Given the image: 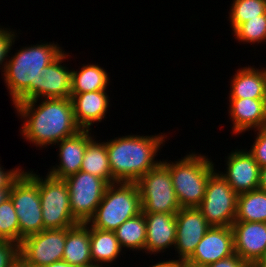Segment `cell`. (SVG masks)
<instances>
[{"instance_id": "cell-33", "label": "cell", "mask_w": 266, "mask_h": 267, "mask_svg": "<svg viewBox=\"0 0 266 267\" xmlns=\"http://www.w3.org/2000/svg\"><path fill=\"white\" fill-rule=\"evenodd\" d=\"M19 256V244L0 240V267H9Z\"/></svg>"}, {"instance_id": "cell-20", "label": "cell", "mask_w": 266, "mask_h": 267, "mask_svg": "<svg viewBox=\"0 0 266 267\" xmlns=\"http://www.w3.org/2000/svg\"><path fill=\"white\" fill-rule=\"evenodd\" d=\"M106 90L71 94L75 120L82 130H93L92 126L105 120L110 99Z\"/></svg>"}, {"instance_id": "cell-18", "label": "cell", "mask_w": 266, "mask_h": 267, "mask_svg": "<svg viewBox=\"0 0 266 267\" xmlns=\"http://www.w3.org/2000/svg\"><path fill=\"white\" fill-rule=\"evenodd\" d=\"M228 101L232 134L239 136L266 125V99L229 98Z\"/></svg>"}, {"instance_id": "cell-23", "label": "cell", "mask_w": 266, "mask_h": 267, "mask_svg": "<svg viewBox=\"0 0 266 267\" xmlns=\"http://www.w3.org/2000/svg\"><path fill=\"white\" fill-rule=\"evenodd\" d=\"M90 251L94 266H111L126 254L114 231L96 229L90 225ZM115 261V262H114ZM104 264V265H103ZM109 264V265H108Z\"/></svg>"}, {"instance_id": "cell-1", "label": "cell", "mask_w": 266, "mask_h": 267, "mask_svg": "<svg viewBox=\"0 0 266 267\" xmlns=\"http://www.w3.org/2000/svg\"><path fill=\"white\" fill-rule=\"evenodd\" d=\"M21 121L20 134L42 150L82 130L74 116L71 98L37 99L13 106Z\"/></svg>"}, {"instance_id": "cell-16", "label": "cell", "mask_w": 266, "mask_h": 267, "mask_svg": "<svg viewBox=\"0 0 266 267\" xmlns=\"http://www.w3.org/2000/svg\"><path fill=\"white\" fill-rule=\"evenodd\" d=\"M91 130H80L75 135L58 142V160L47 174L57 179H66L80 171L87 143L94 137ZM58 146V147H57Z\"/></svg>"}, {"instance_id": "cell-12", "label": "cell", "mask_w": 266, "mask_h": 267, "mask_svg": "<svg viewBox=\"0 0 266 267\" xmlns=\"http://www.w3.org/2000/svg\"><path fill=\"white\" fill-rule=\"evenodd\" d=\"M205 217L197 207L181 208L176 213L175 262H186L198 243L210 229Z\"/></svg>"}, {"instance_id": "cell-43", "label": "cell", "mask_w": 266, "mask_h": 267, "mask_svg": "<svg viewBox=\"0 0 266 267\" xmlns=\"http://www.w3.org/2000/svg\"><path fill=\"white\" fill-rule=\"evenodd\" d=\"M93 267H111V266H93Z\"/></svg>"}, {"instance_id": "cell-40", "label": "cell", "mask_w": 266, "mask_h": 267, "mask_svg": "<svg viewBox=\"0 0 266 267\" xmlns=\"http://www.w3.org/2000/svg\"><path fill=\"white\" fill-rule=\"evenodd\" d=\"M44 267H75V266L65 262L64 260H60V261H56L54 263H51L49 265H46Z\"/></svg>"}, {"instance_id": "cell-19", "label": "cell", "mask_w": 266, "mask_h": 267, "mask_svg": "<svg viewBox=\"0 0 266 267\" xmlns=\"http://www.w3.org/2000/svg\"><path fill=\"white\" fill-rule=\"evenodd\" d=\"M72 57L65 50L48 66L39 77V99L71 98L72 69L64 62ZM63 63V64H62Z\"/></svg>"}, {"instance_id": "cell-21", "label": "cell", "mask_w": 266, "mask_h": 267, "mask_svg": "<svg viewBox=\"0 0 266 267\" xmlns=\"http://www.w3.org/2000/svg\"><path fill=\"white\" fill-rule=\"evenodd\" d=\"M259 67L248 65L237 69L230 79L227 98L266 99V66Z\"/></svg>"}, {"instance_id": "cell-36", "label": "cell", "mask_w": 266, "mask_h": 267, "mask_svg": "<svg viewBox=\"0 0 266 267\" xmlns=\"http://www.w3.org/2000/svg\"><path fill=\"white\" fill-rule=\"evenodd\" d=\"M258 189L266 191V167L260 168Z\"/></svg>"}, {"instance_id": "cell-28", "label": "cell", "mask_w": 266, "mask_h": 267, "mask_svg": "<svg viewBox=\"0 0 266 267\" xmlns=\"http://www.w3.org/2000/svg\"><path fill=\"white\" fill-rule=\"evenodd\" d=\"M228 21L232 32L242 23L266 14V0H232Z\"/></svg>"}, {"instance_id": "cell-2", "label": "cell", "mask_w": 266, "mask_h": 267, "mask_svg": "<svg viewBox=\"0 0 266 267\" xmlns=\"http://www.w3.org/2000/svg\"><path fill=\"white\" fill-rule=\"evenodd\" d=\"M9 56L3 80L13 106L16 103L39 99L41 70L53 62L63 51L57 42H38L22 46Z\"/></svg>"}, {"instance_id": "cell-15", "label": "cell", "mask_w": 266, "mask_h": 267, "mask_svg": "<svg viewBox=\"0 0 266 267\" xmlns=\"http://www.w3.org/2000/svg\"><path fill=\"white\" fill-rule=\"evenodd\" d=\"M235 253L248 265L266 259V223L234 221Z\"/></svg>"}, {"instance_id": "cell-11", "label": "cell", "mask_w": 266, "mask_h": 267, "mask_svg": "<svg viewBox=\"0 0 266 267\" xmlns=\"http://www.w3.org/2000/svg\"><path fill=\"white\" fill-rule=\"evenodd\" d=\"M66 229L43 230L24 238L19 255L32 267H44L63 259Z\"/></svg>"}, {"instance_id": "cell-13", "label": "cell", "mask_w": 266, "mask_h": 267, "mask_svg": "<svg viewBox=\"0 0 266 267\" xmlns=\"http://www.w3.org/2000/svg\"><path fill=\"white\" fill-rule=\"evenodd\" d=\"M247 149L232 150L224 160L226 171L217 170L237 194L258 189L260 167Z\"/></svg>"}, {"instance_id": "cell-3", "label": "cell", "mask_w": 266, "mask_h": 267, "mask_svg": "<svg viewBox=\"0 0 266 267\" xmlns=\"http://www.w3.org/2000/svg\"><path fill=\"white\" fill-rule=\"evenodd\" d=\"M167 134H130L105 141L112 183L136 182L161 162L156 158L168 140Z\"/></svg>"}, {"instance_id": "cell-10", "label": "cell", "mask_w": 266, "mask_h": 267, "mask_svg": "<svg viewBox=\"0 0 266 267\" xmlns=\"http://www.w3.org/2000/svg\"><path fill=\"white\" fill-rule=\"evenodd\" d=\"M64 180L69 187L73 217L79 223H87L94 216L109 184L104 179L81 170Z\"/></svg>"}, {"instance_id": "cell-6", "label": "cell", "mask_w": 266, "mask_h": 267, "mask_svg": "<svg viewBox=\"0 0 266 267\" xmlns=\"http://www.w3.org/2000/svg\"><path fill=\"white\" fill-rule=\"evenodd\" d=\"M34 172L24 170L10 189L9 197L19 221V245L24 238L44 230L38 174Z\"/></svg>"}, {"instance_id": "cell-14", "label": "cell", "mask_w": 266, "mask_h": 267, "mask_svg": "<svg viewBox=\"0 0 266 267\" xmlns=\"http://www.w3.org/2000/svg\"><path fill=\"white\" fill-rule=\"evenodd\" d=\"M234 254L232 228L211 226L186 263L195 267H207L211 263L228 258Z\"/></svg>"}, {"instance_id": "cell-17", "label": "cell", "mask_w": 266, "mask_h": 267, "mask_svg": "<svg viewBox=\"0 0 266 267\" xmlns=\"http://www.w3.org/2000/svg\"><path fill=\"white\" fill-rule=\"evenodd\" d=\"M143 214L146 222L144 252L156 256L158 253H166L170 248L173 249L176 243V213Z\"/></svg>"}, {"instance_id": "cell-9", "label": "cell", "mask_w": 266, "mask_h": 267, "mask_svg": "<svg viewBox=\"0 0 266 267\" xmlns=\"http://www.w3.org/2000/svg\"><path fill=\"white\" fill-rule=\"evenodd\" d=\"M238 194L216 170L208 179L205 195L197 207L210 226L231 227L235 221Z\"/></svg>"}, {"instance_id": "cell-27", "label": "cell", "mask_w": 266, "mask_h": 267, "mask_svg": "<svg viewBox=\"0 0 266 267\" xmlns=\"http://www.w3.org/2000/svg\"><path fill=\"white\" fill-rule=\"evenodd\" d=\"M235 221L266 223V191L256 189L238 194Z\"/></svg>"}, {"instance_id": "cell-29", "label": "cell", "mask_w": 266, "mask_h": 267, "mask_svg": "<svg viewBox=\"0 0 266 267\" xmlns=\"http://www.w3.org/2000/svg\"><path fill=\"white\" fill-rule=\"evenodd\" d=\"M239 44L266 43V14L240 24L232 34ZM252 43V44H251Z\"/></svg>"}, {"instance_id": "cell-30", "label": "cell", "mask_w": 266, "mask_h": 267, "mask_svg": "<svg viewBox=\"0 0 266 267\" xmlns=\"http://www.w3.org/2000/svg\"><path fill=\"white\" fill-rule=\"evenodd\" d=\"M0 240L19 244V221L10 197L0 204Z\"/></svg>"}, {"instance_id": "cell-39", "label": "cell", "mask_w": 266, "mask_h": 267, "mask_svg": "<svg viewBox=\"0 0 266 267\" xmlns=\"http://www.w3.org/2000/svg\"><path fill=\"white\" fill-rule=\"evenodd\" d=\"M11 188H0V204L9 198Z\"/></svg>"}, {"instance_id": "cell-25", "label": "cell", "mask_w": 266, "mask_h": 267, "mask_svg": "<svg viewBox=\"0 0 266 267\" xmlns=\"http://www.w3.org/2000/svg\"><path fill=\"white\" fill-rule=\"evenodd\" d=\"M96 135L87 143L80 170L104 179L112 184V173L109 165L106 143L97 140Z\"/></svg>"}, {"instance_id": "cell-38", "label": "cell", "mask_w": 266, "mask_h": 267, "mask_svg": "<svg viewBox=\"0 0 266 267\" xmlns=\"http://www.w3.org/2000/svg\"><path fill=\"white\" fill-rule=\"evenodd\" d=\"M153 263L154 262H152V265L149 267H174V260L171 258L166 261L164 260L162 261L161 259L159 262L155 263L154 265Z\"/></svg>"}, {"instance_id": "cell-42", "label": "cell", "mask_w": 266, "mask_h": 267, "mask_svg": "<svg viewBox=\"0 0 266 267\" xmlns=\"http://www.w3.org/2000/svg\"><path fill=\"white\" fill-rule=\"evenodd\" d=\"M174 267H195V266L189 265L186 262H175L174 261Z\"/></svg>"}, {"instance_id": "cell-7", "label": "cell", "mask_w": 266, "mask_h": 267, "mask_svg": "<svg viewBox=\"0 0 266 267\" xmlns=\"http://www.w3.org/2000/svg\"><path fill=\"white\" fill-rule=\"evenodd\" d=\"M38 188L44 230L67 229L79 224L71 213L69 187L64 179L38 174Z\"/></svg>"}, {"instance_id": "cell-5", "label": "cell", "mask_w": 266, "mask_h": 267, "mask_svg": "<svg viewBox=\"0 0 266 267\" xmlns=\"http://www.w3.org/2000/svg\"><path fill=\"white\" fill-rule=\"evenodd\" d=\"M142 212L136 182L109 184L94 216L88 223L101 230L115 231L123 222Z\"/></svg>"}, {"instance_id": "cell-8", "label": "cell", "mask_w": 266, "mask_h": 267, "mask_svg": "<svg viewBox=\"0 0 266 267\" xmlns=\"http://www.w3.org/2000/svg\"><path fill=\"white\" fill-rule=\"evenodd\" d=\"M136 184L142 213H177L181 209L169 168L162 161L141 176Z\"/></svg>"}, {"instance_id": "cell-34", "label": "cell", "mask_w": 266, "mask_h": 267, "mask_svg": "<svg viewBox=\"0 0 266 267\" xmlns=\"http://www.w3.org/2000/svg\"><path fill=\"white\" fill-rule=\"evenodd\" d=\"M14 167L12 169H5L0 164V188H11L13 182L21 175V173L24 171L22 169L23 167ZM6 170V171H5Z\"/></svg>"}, {"instance_id": "cell-26", "label": "cell", "mask_w": 266, "mask_h": 267, "mask_svg": "<svg viewBox=\"0 0 266 267\" xmlns=\"http://www.w3.org/2000/svg\"><path fill=\"white\" fill-rule=\"evenodd\" d=\"M114 232L123 250L144 253L146 222L142 212L123 222Z\"/></svg>"}, {"instance_id": "cell-35", "label": "cell", "mask_w": 266, "mask_h": 267, "mask_svg": "<svg viewBox=\"0 0 266 267\" xmlns=\"http://www.w3.org/2000/svg\"><path fill=\"white\" fill-rule=\"evenodd\" d=\"M248 266L249 265L235 253L234 255L228 258L211 263L207 267H248Z\"/></svg>"}, {"instance_id": "cell-32", "label": "cell", "mask_w": 266, "mask_h": 267, "mask_svg": "<svg viewBox=\"0 0 266 267\" xmlns=\"http://www.w3.org/2000/svg\"><path fill=\"white\" fill-rule=\"evenodd\" d=\"M255 136L248 150L254 157L260 168L266 167V125L253 131Z\"/></svg>"}, {"instance_id": "cell-24", "label": "cell", "mask_w": 266, "mask_h": 267, "mask_svg": "<svg viewBox=\"0 0 266 267\" xmlns=\"http://www.w3.org/2000/svg\"><path fill=\"white\" fill-rule=\"evenodd\" d=\"M100 64H83L78 70L72 68L71 94L107 90L110 74ZM74 69V70H73Z\"/></svg>"}, {"instance_id": "cell-41", "label": "cell", "mask_w": 266, "mask_h": 267, "mask_svg": "<svg viewBox=\"0 0 266 267\" xmlns=\"http://www.w3.org/2000/svg\"><path fill=\"white\" fill-rule=\"evenodd\" d=\"M252 267H266V259L257 261L251 265Z\"/></svg>"}, {"instance_id": "cell-37", "label": "cell", "mask_w": 266, "mask_h": 267, "mask_svg": "<svg viewBox=\"0 0 266 267\" xmlns=\"http://www.w3.org/2000/svg\"><path fill=\"white\" fill-rule=\"evenodd\" d=\"M9 267H32L20 255L13 261Z\"/></svg>"}, {"instance_id": "cell-31", "label": "cell", "mask_w": 266, "mask_h": 267, "mask_svg": "<svg viewBox=\"0 0 266 267\" xmlns=\"http://www.w3.org/2000/svg\"><path fill=\"white\" fill-rule=\"evenodd\" d=\"M17 33L18 32H16V30H13V28H5L4 26L2 27L0 25V70L2 76L5 71L9 55H11L10 50L14 48L13 46L15 44V40L17 41L19 38Z\"/></svg>"}, {"instance_id": "cell-22", "label": "cell", "mask_w": 266, "mask_h": 267, "mask_svg": "<svg viewBox=\"0 0 266 267\" xmlns=\"http://www.w3.org/2000/svg\"><path fill=\"white\" fill-rule=\"evenodd\" d=\"M75 267H93L90 251V224L79 223L66 229L63 259Z\"/></svg>"}, {"instance_id": "cell-4", "label": "cell", "mask_w": 266, "mask_h": 267, "mask_svg": "<svg viewBox=\"0 0 266 267\" xmlns=\"http://www.w3.org/2000/svg\"><path fill=\"white\" fill-rule=\"evenodd\" d=\"M169 168L172 184L181 208L198 207L209 177L217 170L215 162L201 153L189 152L181 159L162 160Z\"/></svg>"}]
</instances>
